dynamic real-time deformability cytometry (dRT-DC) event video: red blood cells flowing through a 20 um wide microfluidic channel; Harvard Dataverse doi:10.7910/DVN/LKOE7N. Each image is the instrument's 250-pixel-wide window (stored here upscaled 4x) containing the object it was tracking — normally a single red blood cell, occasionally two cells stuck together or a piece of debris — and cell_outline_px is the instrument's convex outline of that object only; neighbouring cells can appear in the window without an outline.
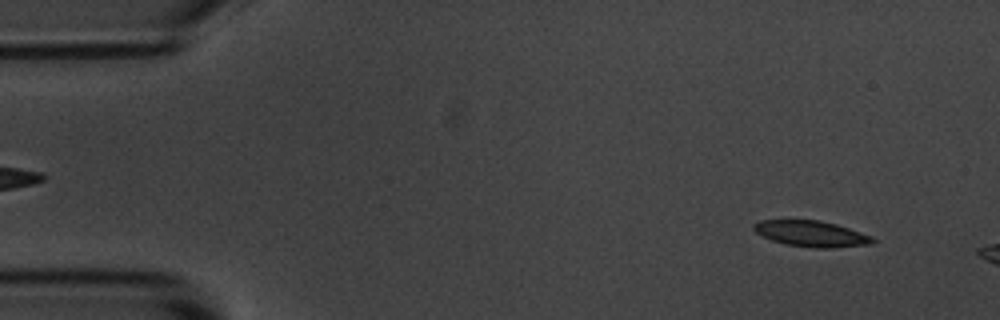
{"species": "common noctule bat (a hibernating species)", "species_latin": "Nyctalus noctula", "temperature_condition": "room temperature", "stored_images_in_passage": 10, "camera_frame_rate_fps": 3000, "um_per_image_px": 0.085, "animal": {"sex": "male", "body_mass_g": 20.1, "forearm_length_mm": 53.5}, "frame": {"image": 1, "passage_image": 4, "time_ms": 1.0, "image_size_px": [1000, 320], "cell_outline_px": [[876, 240], [872, 244], [832, 248], [816, 248], [788, 244], [772, 240], [756, 232], [752, 228], [752, 224], [760, 220], [820, 220], [836, 224], [872, 236]], "centroid_in_image_um": [68.98, 19.86], "position_along_channel_um": 16.0, "area_um2": 17.86}}